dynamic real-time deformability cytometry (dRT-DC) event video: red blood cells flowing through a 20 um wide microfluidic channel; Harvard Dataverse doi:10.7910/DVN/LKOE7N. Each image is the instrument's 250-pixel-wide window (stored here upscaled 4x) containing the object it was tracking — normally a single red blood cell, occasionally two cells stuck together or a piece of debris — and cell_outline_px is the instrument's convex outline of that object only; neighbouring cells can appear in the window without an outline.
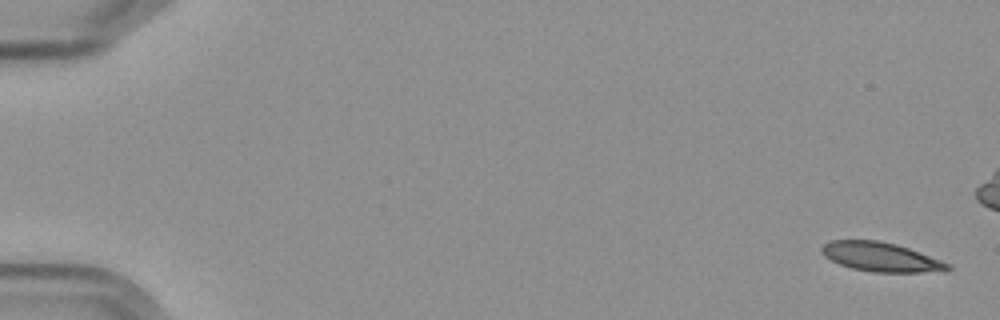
{"species": "Egyptian fruit bat (a non-hibernating species)", "species_latin": "Rousettus aegyptiacus", "temperature_condition": "cold", "stored_images_in_passage": 6, "camera_frame_rate_fps": 3000, "um_per_image_px": 0.085, "frame": {"image": 1, "passage_image": 1, "time_ms": 0.0, "image_size_px": [1000, 320], "cell_outline_px": [[952, 268], [920, 272], [876, 272], [852, 268], [840, 264], [824, 256], [820, 252], [820, 248], [828, 240], [876, 240], [896, 244], [908, 248], [952, 264]], "centroid_in_image_um": [74.81, 21.82], "position_along_channel_um": 10.2, "area_um2": 21.15}}
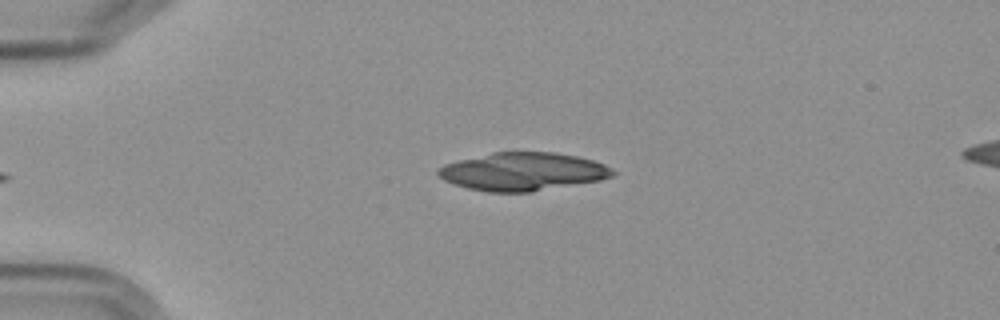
{"frame": {"image": 2, "passage_image": 6, "time_ms": 6.667, "image_size_px": [1000, 320], "cell_outline_px": [[616, 172], [612, 176], [600, 180], [532, 192], [488, 192], [468, 188], [444, 180], [436, 172], [444, 164], [492, 152], [556, 152], [576, 156], [592, 160], [604, 164], [612, 168]], "centroid_in_image_um": [44.46, 14.58], "position_along_channel_um": 40.5, "area_um2": 38.55}}